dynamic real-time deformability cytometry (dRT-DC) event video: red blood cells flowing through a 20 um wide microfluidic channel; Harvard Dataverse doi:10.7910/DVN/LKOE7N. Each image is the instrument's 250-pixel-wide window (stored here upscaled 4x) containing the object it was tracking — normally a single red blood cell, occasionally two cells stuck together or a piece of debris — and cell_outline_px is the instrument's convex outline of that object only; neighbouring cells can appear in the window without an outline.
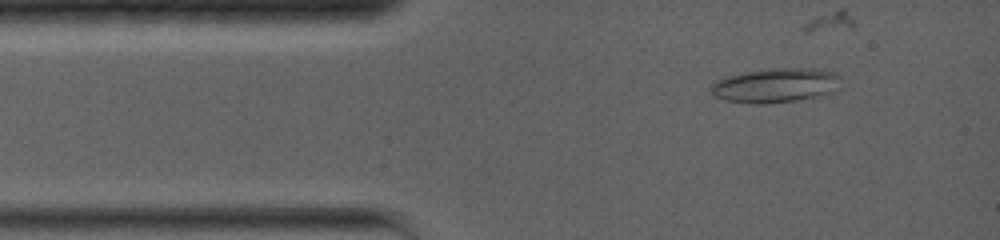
{"species": "common noctule bat (a hibernating species)", "species_latin": "Nyctalus noctula", "temperature_condition": "warm", "stored_images_in_passage": 36, "camera_frame_rate_fps": 5000, "um_per_image_px": 0.085, "animal": {"sex": "female", "body_mass_g": 19.0, "forearm_length_mm": 56.7}, "frame": {"image": 1, "passage_image": 3, "time_ms": 0.8, "image_size_px": [1000, 240], "cell_outline_px": [[840, 76], [828, 92], [816, 96], [796, 100], [764, 104], [752, 104], [724, 100], [712, 96], [708, 88], [716, 80], [728, 76], [748, 72], [772, 68], [804, 68], [832, 72]], "centroid_in_image_um": [65.75, 7.27], "position_along_channel_um": 19.3, "area_um2": 25.37}}
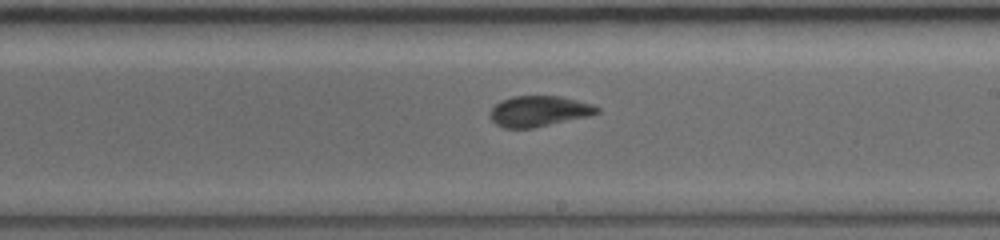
{"frame": {"image": 2, "passage_image": 21, "time_ms": 7.4, "image_size_px": [1000, 240], "cell_outline_px": [[600, 112], [588, 116], [532, 128], [504, 128], [496, 124], [488, 116], [488, 112], [500, 100], [512, 96], [560, 96], [592, 104], [600, 108]], "centroid_in_image_um": [45.77, 9.45], "position_along_channel_um": 243.2, "area_um2": 19.13}}
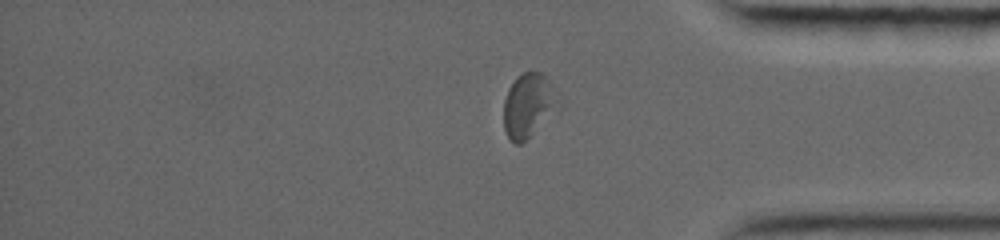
{"frame": {"image": 3, "passage_image": 32, "time_ms": 11.4, "image_size_px": [1000, 240], "cell_outline_px": [[564, 108], [560, 112], [520, 144], [512, 144], [504, 128], [504, 100], [508, 88], [516, 76], [532, 68], [540, 72], [544, 76], [560, 96]], "centroid_in_image_um": [45.0, 8.96], "position_along_channel_um": 390.2, "area_um2": 21.5}}